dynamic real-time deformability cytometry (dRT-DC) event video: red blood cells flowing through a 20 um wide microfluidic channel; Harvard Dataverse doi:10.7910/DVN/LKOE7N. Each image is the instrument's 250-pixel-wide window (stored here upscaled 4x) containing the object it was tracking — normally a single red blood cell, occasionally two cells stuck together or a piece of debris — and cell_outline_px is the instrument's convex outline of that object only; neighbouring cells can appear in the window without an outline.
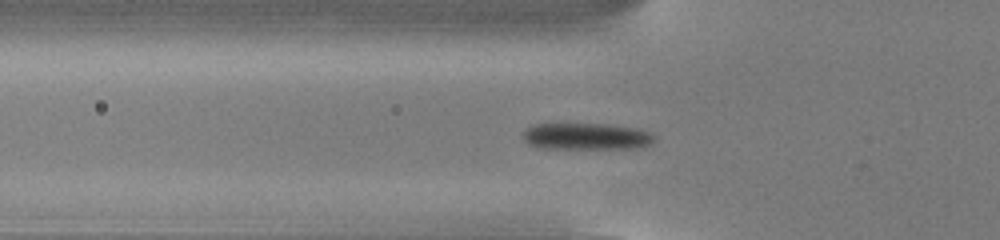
{"species": "common noctule bat (a hibernating species)", "species_latin": "Nyctalus noctula", "temperature_condition": "cold", "stored_images_in_passage": 43, "camera_frame_rate_fps": 3000, "um_per_image_px": 0.085, "animal": {"sex": "male", "body_mass_g": 13.0, "forearm_length_mm": 53.1}, "frame": {"image": 1, "passage_image": 8, "time_ms": 2.333, "image_size_px": [1000, 240], "cell_outline_px": [[656, 140], [652, 144], [644, 148], [536, 148], [528, 144], [524, 140], [524, 132], [532, 124], [608, 124], [636, 128], [648, 132], [656, 136]], "centroid_in_image_um": [49.89, 11.6], "position_along_channel_um": 75.9, "area_um2": 20.58}}
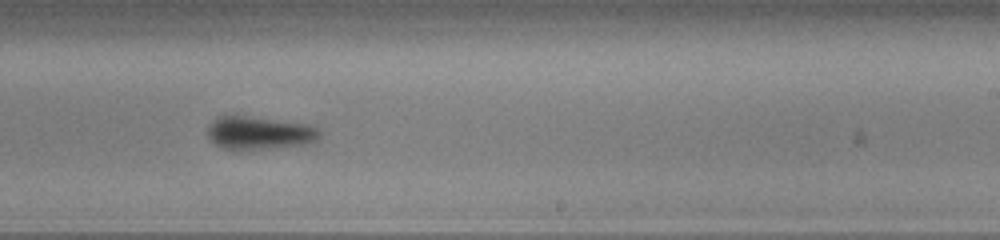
{"frame": {"image": 2, "passage_image": 23, "time_ms": 7.333, "image_size_px": [1000, 240], "cell_outline_px": [[320, 136], [316, 140], [304, 144], [276, 148], [236, 152], [224, 148], [216, 144], [208, 136], [208, 128], [212, 120], [216, 116], [248, 116], [312, 124], [320, 132]], "centroid_in_image_um": [22.03, 11.32], "position_along_channel_um": 267.0, "area_um2": 22.02}}
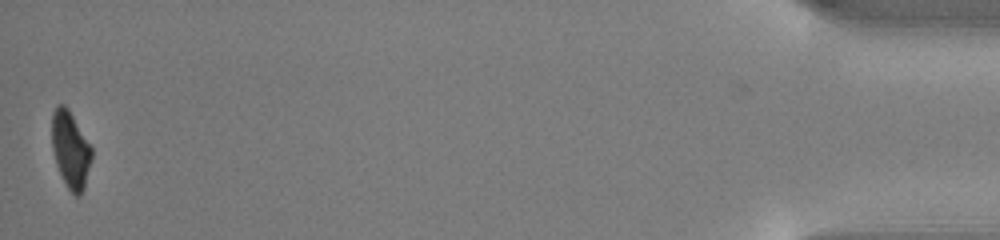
{"frame": {"image": 3, "passage_image": 43, "time_ms": 14.0, "image_size_px": [1000, 240], "cell_outline_px": [[92, 156], [84, 188], [80, 196], [76, 196], [68, 188], [56, 164], [52, 148], [52, 112], [56, 104], [64, 104], [68, 108], [92, 148]], "centroid_in_image_um": [5.98, 12.69], "position_along_channel_um": 429.2, "area_um2": 17.63}, "authors_computed_cell_mechanics": {"area_um2": 20.9814, "velocity_mm_per_s": 3.8216, "shape_relaxation_time_tau1_ms": 2.2302, "shape_relaxation_time_tau2_ms": null, "deformation_change_tau1": 0.1337, "deformation_change_tau2": null}}